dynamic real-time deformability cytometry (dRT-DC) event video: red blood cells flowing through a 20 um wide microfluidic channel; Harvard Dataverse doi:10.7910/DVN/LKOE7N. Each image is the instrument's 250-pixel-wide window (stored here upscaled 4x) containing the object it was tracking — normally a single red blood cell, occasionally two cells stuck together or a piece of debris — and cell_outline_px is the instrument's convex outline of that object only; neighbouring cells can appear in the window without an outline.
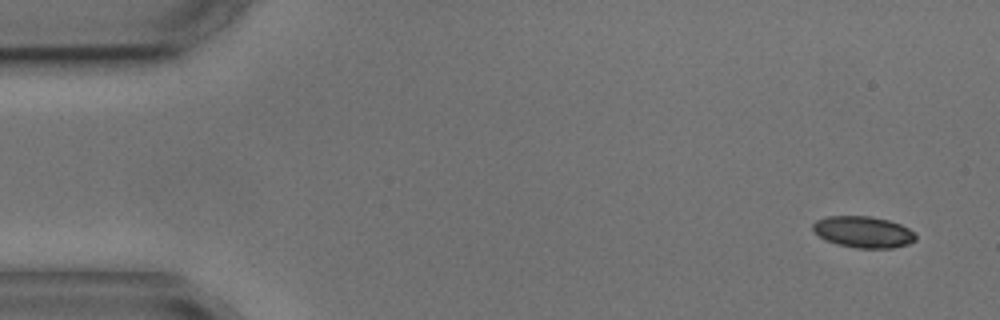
{"species": "common noctule bat (a hibernating species)", "species_latin": "Nyctalus noctula", "temperature_condition": "cold", "stored_images_in_passage": 4, "camera_frame_rate_fps": 3000, "um_per_image_px": 0.085, "animal": {"sex": "male", "body_mass_g": 17.9, "forearm_length_mm": 54.2}, "frame": {"image": 1, "passage_image": 1, "time_ms": 0.0, "image_size_px": [1000, 320], "cell_outline_px": [[916, 240], [908, 244], [892, 248], [856, 248], [836, 244], [824, 240], [812, 228], [812, 224], [816, 220], [828, 216], [872, 216], [888, 220], [900, 224], [916, 232]], "centroid_in_image_um": [73.39, 19.72], "position_along_channel_um": 11.6, "area_um2": 18.96}}
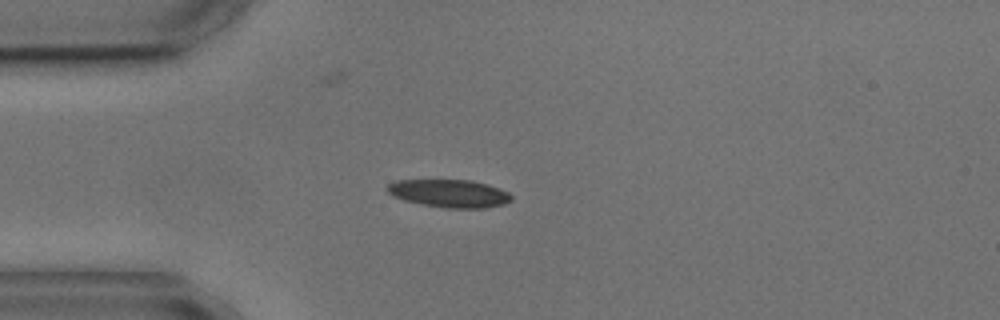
{"frame": {"image": 2, "passage_image": 4, "time_ms": 3.667, "image_size_px": [1000, 320], "cell_outline_px": [[512, 200], [504, 204], [488, 208], [444, 208], [404, 200], [392, 196], [384, 188], [388, 184], [396, 180], [472, 180], [488, 184], [508, 192], [512, 196]], "centroid_in_image_um": [38.19, 16.44], "position_along_channel_um": 46.8, "area_um2": 20.29}}